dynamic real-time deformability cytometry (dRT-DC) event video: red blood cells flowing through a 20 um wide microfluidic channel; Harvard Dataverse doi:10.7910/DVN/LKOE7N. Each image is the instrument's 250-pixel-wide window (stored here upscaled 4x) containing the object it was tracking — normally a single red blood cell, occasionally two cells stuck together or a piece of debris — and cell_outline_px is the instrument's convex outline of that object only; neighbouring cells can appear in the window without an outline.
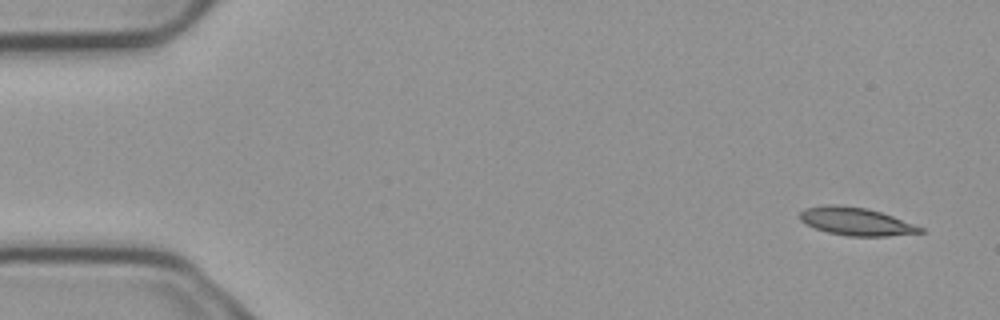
{"species": "common noctule bat (a hibernating species)", "species_latin": "Nyctalus noctula", "temperature_condition": "cold", "stored_images_in_passage": 4, "camera_frame_rate_fps": 3000, "um_per_image_px": 0.085, "animal": {"sex": "male", "body_mass_g": 23.1, "forearm_length_mm": 52.7}, "frame": {"image": 1, "passage_image": 1, "time_ms": 0.0, "image_size_px": [1000, 320], "cell_outline_px": [[924, 232], [888, 236], [848, 236], [828, 232], [816, 228], [800, 220], [800, 212], [804, 208], [828, 204], [836, 204], [868, 208], [892, 216], [924, 228]], "centroid_in_image_um": [72.76, 18.81], "position_along_channel_um": 12.2, "area_um2": 19.42}}
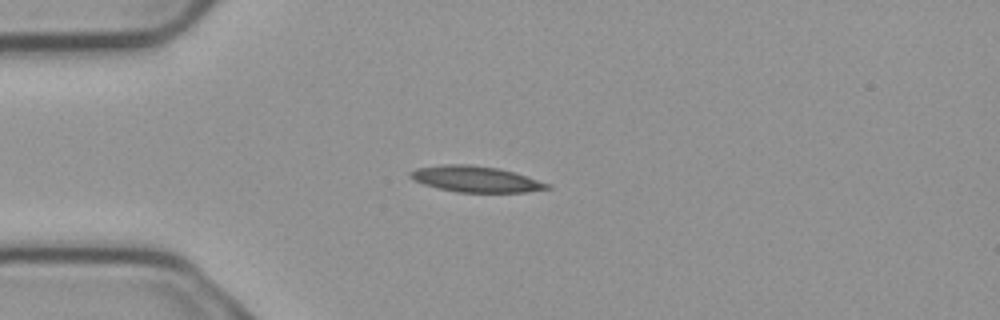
{"frame": {"image": 2, "passage_image": 4, "time_ms": 1.0, "image_size_px": [1000, 320], "cell_outline_px": [[552, 188], [524, 192], [456, 192], [424, 184], [408, 176], [408, 172], [416, 168], [440, 164], [472, 164], [500, 168], [548, 184]], "centroid_in_image_um": [40.37, 15.21], "position_along_channel_um": 44.6, "area_um2": 20.52}}